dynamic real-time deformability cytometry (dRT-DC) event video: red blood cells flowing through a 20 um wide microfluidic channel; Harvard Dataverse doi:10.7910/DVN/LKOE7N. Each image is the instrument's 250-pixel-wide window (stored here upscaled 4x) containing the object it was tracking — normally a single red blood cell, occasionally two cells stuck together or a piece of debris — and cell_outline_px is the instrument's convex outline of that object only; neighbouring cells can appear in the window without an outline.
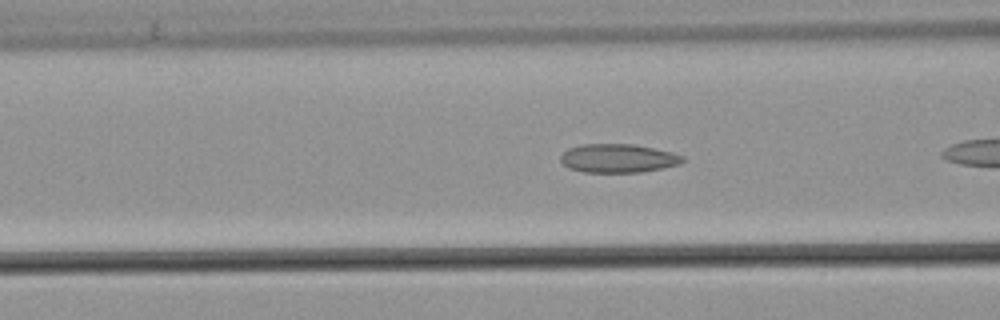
{"species": "common noctule bat (a hibernating species)", "species_latin": "Nyctalus noctula", "temperature_condition": "warm", "stored_images_in_passage": 13, "camera_frame_rate_fps": 3000, "um_per_image_px": 0.085, "animal": {"sex": "male", "body_mass_g": 21.5, "forearm_length_mm": 52.0}, "frame": {"image": 1, "passage_image": 6, "time_ms": 1.667, "image_size_px": [1000, 320], "cell_outline_px": [[684, 160], [680, 164], [640, 172], [584, 172], [568, 168], [560, 160], [560, 156], [568, 148], [584, 144], [632, 144], [672, 152], [684, 156]], "centroid_in_image_um": [52.52, 13.45], "position_along_channel_um": 114.1, "area_um2": 20.23}}